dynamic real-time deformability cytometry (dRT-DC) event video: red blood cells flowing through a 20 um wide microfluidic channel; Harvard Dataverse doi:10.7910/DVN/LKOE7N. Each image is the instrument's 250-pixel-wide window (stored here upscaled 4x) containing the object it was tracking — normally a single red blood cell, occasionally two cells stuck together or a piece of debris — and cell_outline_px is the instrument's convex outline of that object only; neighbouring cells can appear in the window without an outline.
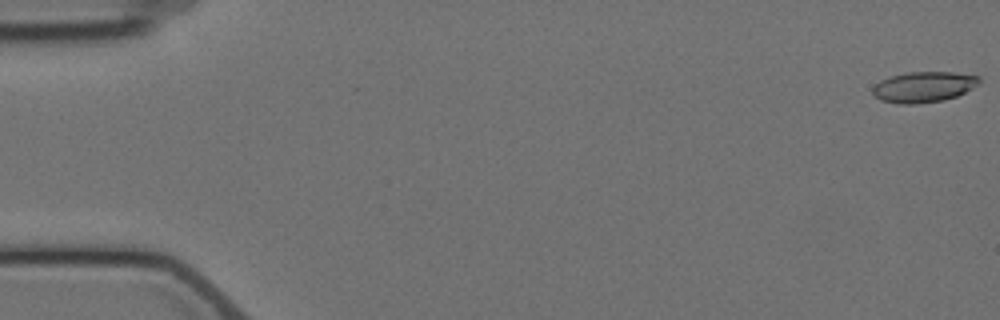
{"species": "Egyptian fruit bat (a non-hibernating species)", "species_latin": "Rousettus aegyptiacus", "temperature_condition": "cold", "stored_images_in_passage": 5, "camera_frame_rate_fps": 3000, "um_per_image_px": 0.085, "animal": {"sex": "female"}, "frame": {"image": 1, "passage_image": 1, "time_ms": 0.0, "image_size_px": [1000, 320], "cell_outline_px": [[980, 84], [956, 96], [944, 100], [912, 104], [900, 104], [880, 100], [872, 92], [872, 88], [880, 80], [892, 76], [908, 72], [952, 72], [980, 76]], "centroid_in_image_um": [78.52, 7.39], "position_along_channel_um": 6.5, "area_um2": 18.96}}
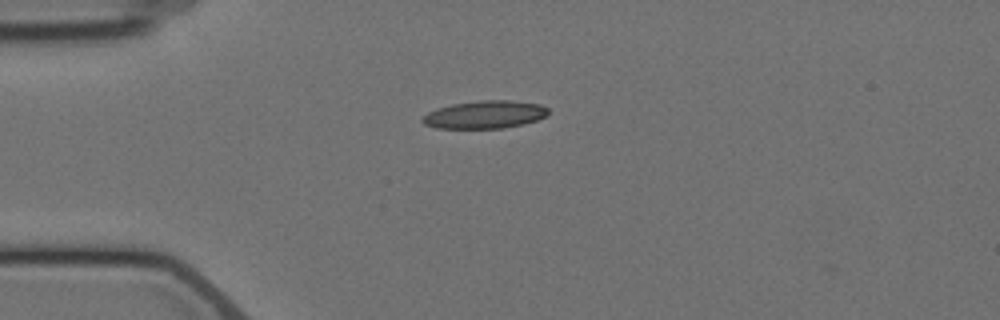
{"frame": {"image": 2, "passage_image": 5, "time_ms": 4.667, "image_size_px": [1000, 320], "cell_outline_px": [[548, 116], [524, 124], [504, 128], [436, 128], [424, 124], [420, 120], [428, 112], [436, 108], [452, 104], [480, 100], [508, 100], [540, 104], [548, 108]], "centroid_in_image_um": [41.21, 9.74], "position_along_channel_um": 43.8, "area_um2": 20.46}}